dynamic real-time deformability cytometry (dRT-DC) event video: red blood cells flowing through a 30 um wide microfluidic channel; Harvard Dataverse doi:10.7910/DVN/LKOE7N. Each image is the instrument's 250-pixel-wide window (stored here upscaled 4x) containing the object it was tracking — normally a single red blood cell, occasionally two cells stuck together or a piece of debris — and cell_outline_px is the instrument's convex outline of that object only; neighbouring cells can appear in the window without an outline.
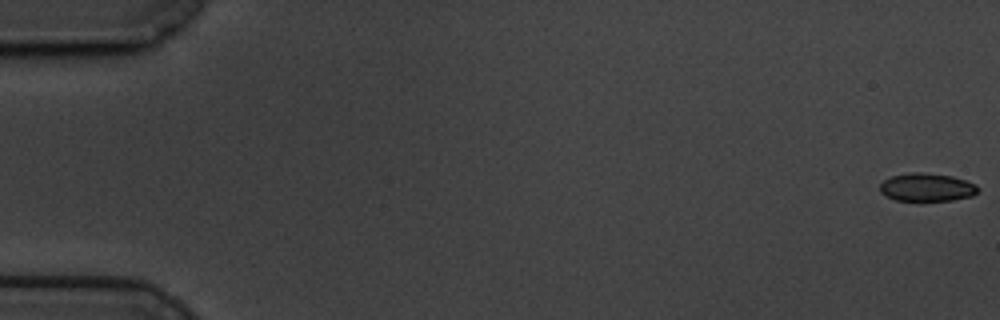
{"species": "common noctule bat (a hibernating species)", "species_latin": "Nyctalus noctula", "temperature_condition": "cold", "stored_images_in_passage": 60, "camera_frame_rate_fps": 3000, "um_per_image_px": 0.085, "animal": {"sex": "male", "body_mass_g": 19.5, "forearm_length_mm": 54.6}, "frame": {"image": 1, "passage_image": 1, "time_ms": 0.0, "image_size_px": [1000, 320], "cell_outline_px": [[980, 188], [972, 196], [952, 200], [920, 204], [896, 200], [880, 192], [880, 184], [884, 180], [892, 176], [912, 172], [924, 172], [952, 176], [976, 184]], "centroid_in_image_um": [78.78, 15.96], "position_along_channel_um": 6.2, "area_um2": 16.7}}
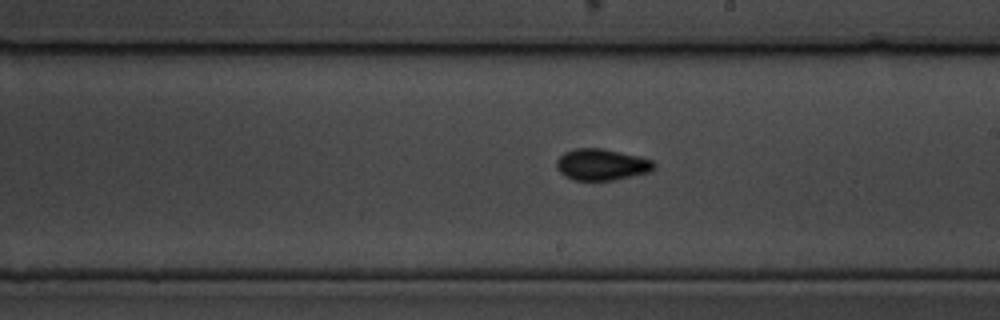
{"frame": {"image": 2, "passage_image": 35, "time_ms": 11.333, "image_size_px": [1000, 320], "cell_outline_px": [[656, 168], [648, 172], [632, 176], [612, 180], [572, 180], [564, 176], [556, 168], [556, 160], [564, 152], [576, 148], [600, 148], [640, 156], [652, 160], [656, 164]], "centroid_in_image_um": [51.13, 13.99], "position_along_channel_um": 237.9, "area_um2": 17.92}}
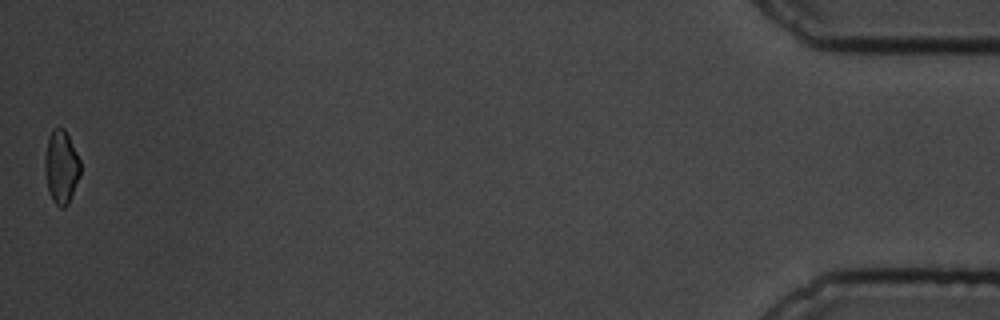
{"frame": {"image": 3, "passage_image": 60, "time_ms": 19.667, "image_size_px": [1000, 320], "cell_outline_px": [[80, 176], [68, 204], [64, 208], [60, 208], [52, 200], [48, 192], [44, 168], [44, 156], [48, 136], [52, 128], [64, 128], [80, 160]], "centroid_in_image_um": [5.18, 14.2], "position_along_channel_um": 430.0, "area_um2": 15.32}, "authors_computed_cell_mechanics": {"area_um2": 16.6753, "velocity_mm_per_s": 3.3993, "shape_relaxation_time_tau1_ms": 4.6541, "shape_relaxation_time_tau2_ms": null, "deformation_change_tau1": 0.0953, "deformation_change_tau2": null}}